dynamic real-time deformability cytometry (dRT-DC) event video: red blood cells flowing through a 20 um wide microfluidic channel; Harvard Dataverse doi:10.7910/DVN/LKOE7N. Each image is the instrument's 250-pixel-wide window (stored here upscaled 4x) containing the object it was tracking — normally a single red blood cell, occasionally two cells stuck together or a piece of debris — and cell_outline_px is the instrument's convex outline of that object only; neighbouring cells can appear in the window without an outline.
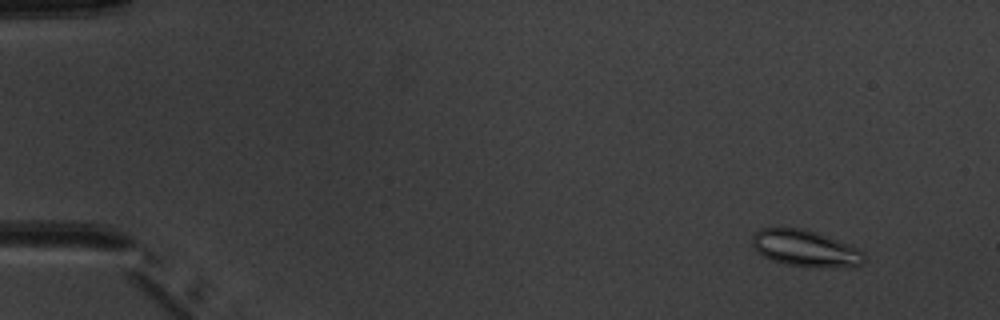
{"species": "common noctule bat (a hibernating species)", "species_latin": "Nyctalus noctula", "temperature_condition": "warm", "stored_images_in_passage": 6, "camera_frame_rate_fps": 3000, "um_per_image_px": 0.085, "animal": {"sex": "male", "body_mass_g": 20.1, "forearm_length_mm": 53.5}, "frame": {"image": 1, "passage_image": 1, "time_ms": 0.0, "image_size_px": [1000, 320], "cell_outline_px": [[864, 264], [852, 268], [788, 264], [772, 260], [764, 256], [752, 244], [752, 236], [760, 228], [800, 228], [816, 232], [860, 248], [864, 252]], "centroid_in_image_um": [68.52, 21.1], "position_along_channel_um": 16.5, "area_um2": 23.52}}
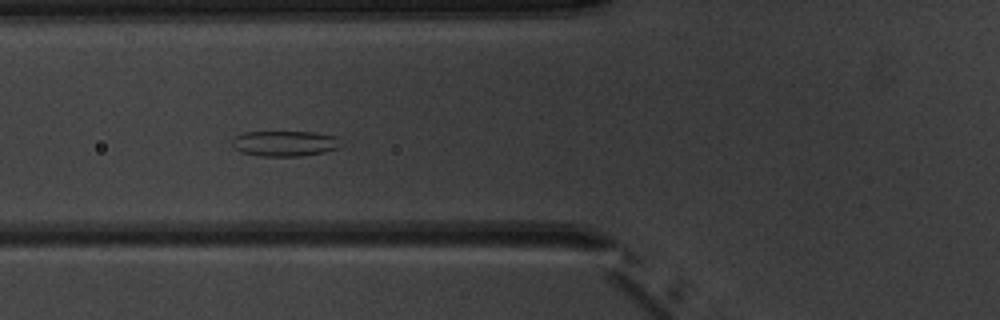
{"frame": {"image": 2, "passage_image": 5, "time_ms": 5.333, "image_size_px": [1000, 320], "cell_outline_px": [[344, 144], [340, 148], [324, 152], [300, 156], [260, 156], [240, 152], [232, 148], [232, 140], [236, 136], [244, 132], [316, 132], [336, 136]], "centroid_in_image_um": [24.23, 12.2], "position_along_channel_um": 101.6, "area_um2": 16.42}}
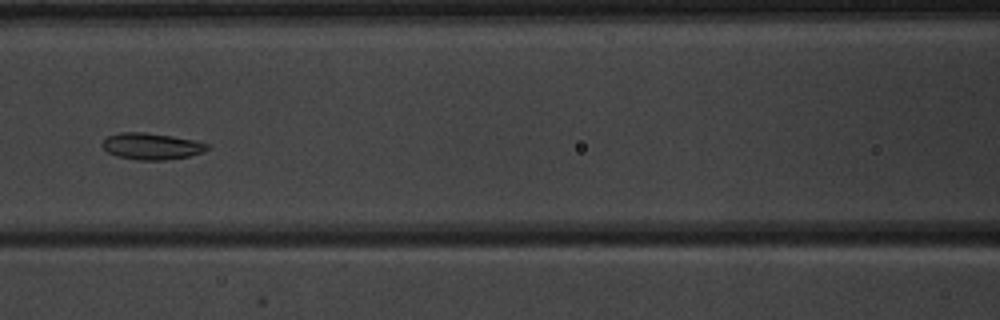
{"frame": {"image": 3, "passage_image": 6, "time_ms": 6.667, "image_size_px": [1000, 320], "cell_outline_px": [[208, 148], [204, 152], [188, 156], [164, 160], [136, 160], [116, 156], [108, 152], [104, 148], [104, 140], [108, 136], [120, 132], [144, 132], [172, 136], [196, 140], [208, 144]], "centroid_in_image_um": [12.9, 12.43], "position_along_channel_um": 153.7, "area_um2": 16.13}}